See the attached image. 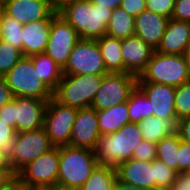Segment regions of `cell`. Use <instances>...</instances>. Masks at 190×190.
<instances>
[{"instance_id":"cell-40","label":"cell","mask_w":190,"mask_h":190,"mask_svg":"<svg viewBox=\"0 0 190 190\" xmlns=\"http://www.w3.org/2000/svg\"><path fill=\"white\" fill-rule=\"evenodd\" d=\"M190 166V143L179 139L178 173H184Z\"/></svg>"},{"instance_id":"cell-8","label":"cell","mask_w":190,"mask_h":190,"mask_svg":"<svg viewBox=\"0 0 190 190\" xmlns=\"http://www.w3.org/2000/svg\"><path fill=\"white\" fill-rule=\"evenodd\" d=\"M59 147H53L17 173V181L29 189L57 188Z\"/></svg>"},{"instance_id":"cell-34","label":"cell","mask_w":190,"mask_h":190,"mask_svg":"<svg viewBox=\"0 0 190 190\" xmlns=\"http://www.w3.org/2000/svg\"><path fill=\"white\" fill-rule=\"evenodd\" d=\"M157 144L142 140L134 149L132 158L139 161H153L156 159Z\"/></svg>"},{"instance_id":"cell-2","label":"cell","mask_w":190,"mask_h":190,"mask_svg":"<svg viewBox=\"0 0 190 190\" xmlns=\"http://www.w3.org/2000/svg\"><path fill=\"white\" fill-rule=\"evenodd\" d=\"M142 140L137 123H127L115 133L101 135L94 150L98 165L117 168L132 158L134 149Z\"/></svg>"},{"instance_id":"cell-6","label":"cell","mask_w":190,"mask_h":190,"mask_svg":"<svg viewBox=\"0 0 190 190\" xmlns=\"http://www.w3.org/2000/svg\"><path fill=\"white\" fill-rule=\"evenodd\" d=\"M13 96L49 100L53 91L42 81L29 56H23L4 76Z\"/></svg>"},{"instance_id":"cell-39","label":"cell","mask_w":190,"mask_h":190,"mask_svg":"<svg viewBox=\"0 0 190 190\" xmlns=\"http://www.w3.org/2000/svg\"><path fill=\"white\" fill-rule=\"evenodd\" d=\"M17 181V174L9 163L0 166V190H6Z\"/></svg>"},{"instance_id":"cell-5","label":"cell","mask_w":190,"mask_h":190,"mask_svg":"<svg viewBox=\"0 0 190 190\" xmlns=\"http://www.w3.org/2000/svg\"><path fill=\"white\" fill-rule=\"evenodd\" d=\"M104 75H65L53 91L59 103L77 109L91 107Z\"/></svg>"},{"instance_id":"cell-25","label":"cell","mask_w":190,"mask_h":190,"mask_svg":"<svg viewBox=\"0 0 190 190\" xmlns=\"http://www.w3.org/2000/svg\"><path fill=\"white\" fill-rule=\"evenodd\" d=\"M42 81L54 91L63 77V68L45 52L29 56Z\"/></svg>"},{"instance_id":"cell-14","label":"cell","mask_w":190,"mask_h":190,"mask_svg":"<svg viewBox=\"0 0 190 190\" xmlns=\"http://www.w3.org/2000/svg\"><path fill=\"white\" fill-rule=\"evenodd\" d=\"M13 98L15 99L17 133L36 130L44 126L45 111L49 100L19 96Z\"/></svg>"},{"instance_id":"cell-19","label":"cell","mask_w":190,"mask_h":190,"mask_svg":"<svg viewBox=\"0 0 190 190\" xmlns=\"http://www.w3.org/2000/svg\"><path fill=\"white\" fill-rule=\"evenodd\" d=\"M58 13L55 10L47 19L40 21H32L23 24L22 29V54L23 56H31L45 52L50 30L52 18Z\"/></svg>"},{"instance_id":"cell-16","label":"cell","mask_w":190,"mask_h":190,"mask_svg":"<svg viewBox=\"0 0 190 190\" xmlns=\"http://www.w3.org/2000/svg\"><path fill=\"white\" fill-rule=\"evenodd\" d=\"M116 170L120 181L145 190H155V159L139 161L131 158L122 162Z\"/></svg>"},{"instance_id":"cell-46","label":"cell","mask_w":190,"mask_h":190,"mask_svg":"<svg viewBox=\"0 0 190 190\" xmlns=\"http://www.w3.org/2000/svg\"><path fill=\"white\" fill-rule=\"evenodd\" d=\"M113 190H145V189L124 183V182L120 181L119 179H117Z\"/></svg>"},{"instance_id":"cell-13","label":"cell","mask_w":190,"mask_h":190,"mask_svg":"<svg viewBox=\"0 0 190 190\" xmlns=\"http://www.w3.org/2000/svg\"><path fill=\"white\" fill-rule=\"evenodd\" d=\"M100 136L97 110L92 107L78 109L69 145L94 151Z\"/></svg>"},{"instance_id":"cell-12","label":"cell","mask_w":190,"mask_h":190,"mask_svg":"<svg viewBox=\"0 0 190 190\" xmlns=\"http://www.w3.org/2000/svg\"><path fill=\"white\" fill-rule=\"evenodd\" d=\"M80 39L75 29L60 15L52 18L49 40L45 53L64 68L75 43Z\"/></svg>"},{"instance_id":"cell-27","label":"cell","mask_w":190,"mask_h":190,"mask_svg":"<svg viewBox=\"0 0 190 190\" xmlns=\"http://www.w3.org/2000/svg\"><path fill=\"white\" fill-rule=\"evenodd\" d=\"M117 179L116 168L97 165L79 190H113Z\"/></svg>"},{"instance_id":"cell-29","label":"cell","mask_w":190,"mask_h":190,"mask_svg":"<svg viewBox=\"0 0 190 190\" xmlns=\"http://www.w3.org/2000/svg\"><path fill=\"white\" fill-rule=\"evenodd\" d=\"M156 159L178 173L179 136L177 133L164 137L157 143Z\"/></svg>"},{"instance_id":"cell-28","label":"cell","mask_w":190,"mask_h":190,"mask_svg":"<svg viewBox=\"0 0 190 190\" xmlns=\"http://www.w3.org/2000/svg\"><path fill=\"white\" fill-rule=\"evenodd\" d=\"M127 107L130 123H138L153 115L149 100L137 86L130 92Z\"/></svg>"},{"instance_id":"cell-38","label":"cell","mask_w":190,"mask_h":190,"mask_svg":"<svg viewBox=\"0 0 190 190\" xmlns=\"http://www.w3.org/2000/svg\"><path fill=\"white\" fill-rule=\"evenodd\" d=\"M0 119L15 128L17 133V120H15V99L0 108Z\"/></svg>"},{"instance_id":"cell-10","label":"cell","mask_w":190,"mask_h":190,"mask_svg":"<svg viewBox=\"0 0 190 190\" xmlns=\"http://www.w3.org/2000/svg\"><path fill=\"white\" fill-rule=\"evenodd\" d=\"M100 48L94 39H79L63 68L65 75L107 74Z\"/></svg>"},{"instance_id":"cell-31","label":"cell","mask_w":190,"mask_h":190,"mask_svg":"<svg viewBox=\"0 0 190 190\" xmlns=\"http://www.w3.org/2000/svg\"><path fill=\"white\" fill-rule=\"evenodd\" d=\"M23 57L22 51L4 40H0V77H4Z\"/></svg>"},{"instance_id":"cell-50","label":"cell","mask_w":190,"mask_h":190,"mask_svg":"<svg viewBox=\"0 0 190 190\" xmlns=\"http://www.w3.org/2000/svg\"><path fill=\"white\" fill-rule=\"evenodd\" d=\"M184 56H185V59H186L187 68H188V72H189V76H190V45L185 50Z\"/></svg>"},{"instance_id":"cell-4","label":"cell","mask_w":190,"mask_h":190,"mask_svg":"<svg viewBox=\"0 0 190 190\" xmlns=\"http://www.w3.org/2000/svg\"><path fill=\"white\" fill-rule=\"evenodd\" d=\"M190 81L184 55L161 54L154 52L137 82L165 84L172 87Z\"/></svg>"},{"instance_id":"cell-18","label":"cell","mask_w":190,"mask_h":190,"mask_svg":"<svg viewBox=\"0 0 190 190\" xmlns=\"http://www.w3.org/2000/svg\"><path fill=\"white\" fill-rule=\"evenodd\" d=\"M154 52L155 50L151 46L136 35L122 39L121 55L124 61L125 73L138 78Z\"/></svg>"},{"instance_id":"cell-21","label":"cell","mask_w":190,"mask_h":190,"mask_svg":"<svg viewBox=\"0 0 190 190\" xmlns=\"http://www.w3.org/2000/svg\"><path fill=\"white\" fill-rule=\"evenodd\" d=\"M190 45V22L170 19L155 50L161 54L184 55Z\"/></svg>"},{"instance_id":"cell-20","label":"cell","mask_w":190,"mask_h":190,"mask_svg":"<svg viewBox=\"0 0 190 190\" xmlns=\"http://www.w3.org/2000/svg\"><path fill=\"white\" fill-rule=\"evenodd\" d=\"M170 18L145 9L135 17V35L154 50L159 46Z\"/></svg>"},{"instance_id":"cell-41","label":"cell","mask_w":190,"mask_h":190,"mask_svg":"<svg viewBox=\"0 0 190 190\" xmlns=\"http://www.w3.org/2000/svg\"><path fill=\"white\" fill-rule=\"evenodd\" d=\"M120 7L135 18L146 9V0H122Z\"/></svg>"},{"instance_id":"cell-24","label":"cell","mask_w":190,"mask_h":190,"mask_svg":"<svg viewBox=\"0 0 190 190\" xmlns=\"http://www.w3.org/2000/svg\"><path fill=\"white\" fill-rule=\"evenodd\" d=\"M97 118L101 135L115 133L123 125L130 123L127 102L97 110Z\"/></svg>"},{"instance_id":"cell-37","label":"cell","mask_w":190,"mask_h":190,"mask_svg":"<svg viewBox=\"0 0 190 190\" xmlns=\"http://www.w3.org/2000/svg\"><path fill=\"white\" fill-rule=\"evenodd\" d=\"M171 19L190 22V0H175Z\"/></svg>"},{"instance_id":"cell-9","label":"cell","mask_w":190,"mask_h":190,"mask_svg":"<svg viewBox=\"0 0 190 190\" xmlns=\"http://www.w3.org/2000/svg\"><path fill=\"white\" fill-rule=\"evenodd\" d=\"M78 109L63 105L53 97L47 102L44 129L54 147L69 146Z\"/></svg>"},{"instance_id":"cell-36","label":"cell","mask_w":190,"mask_h":190,"mask_svg":"<svg viewBox=\"0 0 190 190\" xmlns=\"http://www.w3.org/2000/svg\"><path fill=\"white\" fill-rule=\"evenodd\" d=\"M15 136V128L0 119V148L8 153L12 147Z\"/></svg>"},{"instance_id":"cell-49","label":"cell","mask_w":190,"mask_h":190,"mask_svg":"<svg viewBox=\"0 0 190 190\" xmlns=\"http://www.w3.org/2000/svg\"><path fill=\"white\" fill-rule=\"evenodd\" d=\"M8 163V153L0 148V166L6 165Z\"/></svg>"},{"instance_id":"cell-42","label":"cell","mask_w":190,"mask_h":190,"mask_svg":"<svg viewBox=\"0 0 190 190\" xmlns=\"http://www.w3.org/2000/svg\"><path fill=\"white\" fill-rule=\"evenodd\" d=\"M177 135L181 141L190 143V116L177 121Z\"/></svg>"},{"instance_id":"cell-35","label":"cell","mask_w":190,"mask_h":190,"mask_svg":"<svg viewBox=\"0 0 190 190\" xmlns=\"http://www.w3.org/2000/svg\"><path fill=\"white\" fill-rule=\"evenodd\" d=\"M175 0H146V9L171 19Z\"/></svg>"},{"instance_id":"cell-53","label":"cell","mask_w":190,"mask_h":190,"mask_svg":"<svg viewBox=\"0 0 190 190\" xmlns=\"http://www.w3.org/2000/svg\"><path fill=\"white\" fill-rule=\"evenodd\" d=\"M0 40H1V6H0Z\"/></svg>"},{"instance_id":"cell-33","label":"cell","mask_w":190,"mask_h":190,"mask_svg":"<svg viewBox=\"0 0 190 190\" xmlns=\"http://www.w3.org/2000/svg\"><path fill=\"white\" fill-rule=\"evenodd\" d=\"M177 172L164 162L155 159V190H169L174 183Z\"/></svg>"},{"instance_id":"cell-11","label":"cell","mask_w":190,"mask_h":190,"mask_svg":"<svg viewBox=\"0 0 190 190\" xmlns=\"http://www.w3.org/2000/svg\"><path fill=\"white\" fill-rule=\"evenodd\" d=\"M137 85V77L129 73H107L102 82L91 107L104 110L111 106L127 102L130 92Z\"/></svg>"},{"instance_id":"cell-3","label":"cell","mask_w":190,"mask_h":190,"mask_svg":"<svg viewBox=\"0 0 190 190\" xmlns=\"http://www.w3.org/2000/svg\"><path fill=\"white\" fill-rule=\"evenodd\" d=\"M97 165L91 149L70 145L59 147L57 188L79 189Z\"/></svg>"},{"instance_id":"cell-55","label":"cell","mask_w":190,"mask_h":190,"mask_svg":"<svg viewBox=\"0 0 190 190\" xmlns=\"http://www.w3.org/2000/svg\"><path fill=\"white\" fill-rule=\"evenodd\" d=\"M9 0H0V6L4 3V2H7Z\"/></svg>"},{"instance_id":"cell-44","label":"cell","mask_w":190,"mask_h":190,"mask_svg":"<svg viewBox=\"0 0 190 190\" xmlns=\"http://www.w3.org/2000/svg\"><path fill=\"white\" fill-rule=\"evenodd\" d=\"M169 190H190V176L184 173H178Z\"/></svg>"},{"instance_id":"cell-54","label":"cell","mask_w":190,"mask_h":190,"mask_svg":"<svg viewBox=\"0 0 190 190\" xmlns=\"http://www.w3.org/2000/svg\"><path fill=\"white\" fill-rule=\"evenodd\" d=\"M57 190H79V189H62V188H57Z\"/></svg>"},{"instance_id":"cell-7","label":"cell","mask_w":190,"mask_h":190,"mask_svg":"<svg viewBox=\"0 0 190 190\" xmlns=\"http://www.w3.org/2000/svg\"><path fill=\"white\" fill-rule=\"evenodd\" d=\"M53 147L44 127L16 133L8 152V163L17 174L23 167Z\"/></svg>"},{"instance_id":"cell-30","label":"cell","mask_w":190,"mask_h":190,"mask_svg":"<svg viewBox=\"0 0 190 190\" xmlns=\"http://www.w3.org/2000/svg\"><path fill=\"white\" fill-rule=\"evenodd\" d=\"M23 24L7 15L1 8V39L22 51Z\"/></svg>"},{"instance_id":"cell-17","label":"cell","mask_w":190,"mask_h":190,"mask_svg":"<svg viewBox=\"0 0 190 190\" xmlns=\"http://www.w3.org/2000/svg\"><path fill=\"white\" fill-rule=\"evenodd\" d=\"M136 86L149 100L154 116L159 118L176 117L175 87L149 82H137Z\"/></svg>"},{"instance_id":"cell-51","label":"cell","mask_w":190,"mask_h":190,"mask_svg":"<svg viewBox=\"0 0 190 190\" xmlns=\"http://www.w3.org/2000/svg\"><path fill=\"white\" fill-rule=\"evenodd\" d=\"M31 190H57V188H34Z\"/></svg>"},{"instance_id":"cell-48","label":"cell","mask_w":190,"mask_h":190,"mask_svg":"<svg viewBox=\"0 0 190 190\" xmlns=\"http://www.w3.org/2000/svg\"><path fill=\"white\" fill-rule=\"evenodd\" d=\"M69 1H74V0H50L51 5L58 10L59 8H61L65 3L69 2Z\"/></svg>"},{"instance_id":"cell-52","label":"cell","mask_w":190,"mask_h":190,"mask_svg":"<svg viewBox=\"0 0 190 190\" xmlns=\"http://www.w3.org/2000/svg\"><path fill=\"white\" fill-rule=\"evenodd\" d=\"M184 174H186L187 176H190V166H189L188 169L184 172Z\"/></svg>"},{"instance_id":"cell-23","label":"cell","mask_w":190,"mask_h":190,"mask_svg":"<svg viewBox=\"0 0 190 190\" xmlns=\"http://www.w3.org/2000/svg\"><path fill=\"white\" fill-rule=\"evenodd\" d=\"M108 73H125L124 61L121 55L122 39L103 35L95 39Z\"/></svg>"},{"instance_id":"cell-1","label":"cell","mask_w":190,"mask_h":190,"mask_svg":"<svg viewBox=\"0 0 190 190\" xmlns=\"http://www.w3.org/2000/svg\"><path fill=\"white\" fill-rule=\"evenodd\" d=\"M58 14L75 29L80 39L95 40L106 35L112 10L91 0H74L59 8Z\"/></svg>"},{"instance_id":"cell-47","label":"cell","mask_w":190,"mask_h":190,"mask_svg":"<svg viewBox=\"0 0 190 190\" xmlns=\"http://www.w3.org/2000/svg\"><path fill=\"white\" fill-rule=\"evenodd\" d=\"M6 190H31L28 187L22 185L18 181L14 182L9 188Z\"/></svg>"},{"instance_id":"cell-22","label":"cell","mask_w":190,"mask_h":190,"mask_svg":"<svg viewBox=\"0 0 190 190\" xmlns=\"http://www.w3.org/2000/svg\"><path fill=\"white\" fill-rule=\"evenodd\" d=\"M177 117L159 118L152 115L138 122L143 140L157 144L164 137L177 133Z\"/></svg>"},{"instance_id":"cell-26","label":"cell","mask_w":190,"mask_h":190,"mask_svg":"<svg viewBox=\"0 0 190 190\" xmlns=\"http://www.w3.org/2000/svg\"><path fill=\"white\" fill-rule=\"evenodd\" d=\"M135 18L121 7L112 10L111 19L107 25L106 34L118 39H125L135 35Z\"/></svg>"},{"instance_id":"cell-15","label":"cell","mask_w":190,"mask_h":190,"mask_svg":"<svg viewBox=\"0 0 190 190\" xmlns=\"http://www.w3.org/2000/svg\"><path fill=\"white\" fill-rule=\"evenodd\" d=\"M1 8L21 24L47 19L56 10L50 0H9Z\"/></svg>"},{"instance_id":"cell-43","label":"cell","mask_w":190,"mask_h":190,"mask_svg":"<svg viewBox=\"0 0 190 190\" xmlns=\"http://www.w3.org/2000/svg\"><path fill=\"white\" fill-rule=\"evenodd\" d=\"M11 89L7 86L4 77H0V108L13 99Z\"/></svg>"},{"instance_id":"cell-32","label":"cell","mask_w":190,"mask_h":190,"mask_svg":"<svg viewBox=\"0 0 190 190\" xmlns=\"http://www.w3.org/2000/svg\"><path fill=\"white\" fill-rule=\"evenodd\" d=\"M174 107L178 120L190 116V81L175 88Z\"/></svg>"},{"instance_id":"cell-45","label":"cell","mask_w":190,"mask_h":190,"mask_svg":"<svg viewBox=\"0 0 190 190\" xmlns=\"http://www.w3.org/2000/svg\"><path fill=\"white\" fill-rule=\"evenodd\" d=\"M93 4H99V6L108 7L113 10L120 7L122 0H91Z\"/></svg>"}]
</instances>
